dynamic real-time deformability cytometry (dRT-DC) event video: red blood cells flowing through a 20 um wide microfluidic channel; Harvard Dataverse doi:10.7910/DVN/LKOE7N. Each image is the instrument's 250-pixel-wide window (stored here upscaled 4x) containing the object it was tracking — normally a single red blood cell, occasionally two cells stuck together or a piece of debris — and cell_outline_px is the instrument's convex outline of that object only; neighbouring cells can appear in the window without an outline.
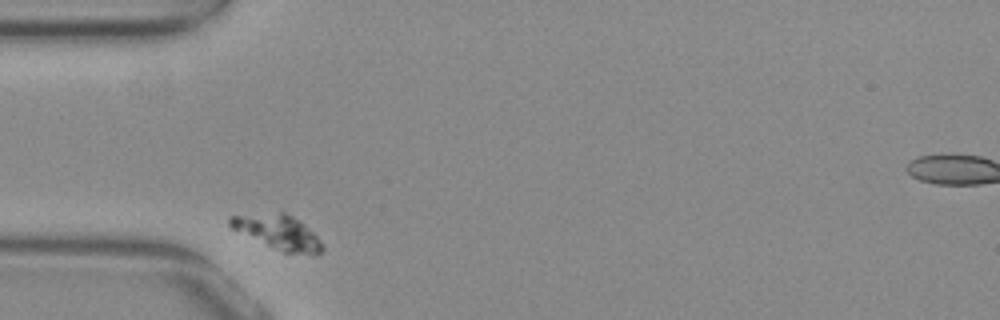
{"species": "common noctule bat (a hibernating species)", "species_latin": "Nyctalus noctula", "temperature_condition": "warm", "stored_images_in_passage": 33, "camera_frame_rate_fps": 3000, "um_per_image_px": 0.085, "animal": {"sex": "female", "body_mass_g": 29.2, "forearm_length_mm": 56.3}, "frame": {"image": 1, "passage_image": 2, "time_ms": 0.333, "image_size_px": [1000, 320], "cell_outline_px": [[324, 248], [320, 252], [284, 252], [232, 228], [228, 224], [228, 216], [280, 212], [284, 212], [292, 216], [304, 224], [320, 240]], "centroid_in_image_um": [23.6, 19.68], "position_along_channel_um": 61.4, "area_um2": 17.63}}
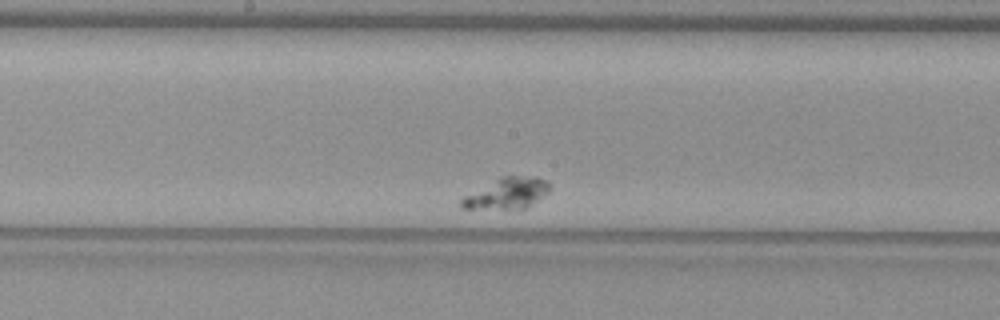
{"frame": {"image": 2, "passage_image": 16, "time_ms": 5.0, "image_size_px": [1000, 320], "cell_outline_px": [[552, 188], [544, 196], [524, 208], [460, 208], [460, 200], [464, 196], [500, 176], [536, 176], [552, 184]], "centroid_in_image_um": [43.12, 16.41], "position_along_channel_um": 205.1, "area_um2": 15.78}}
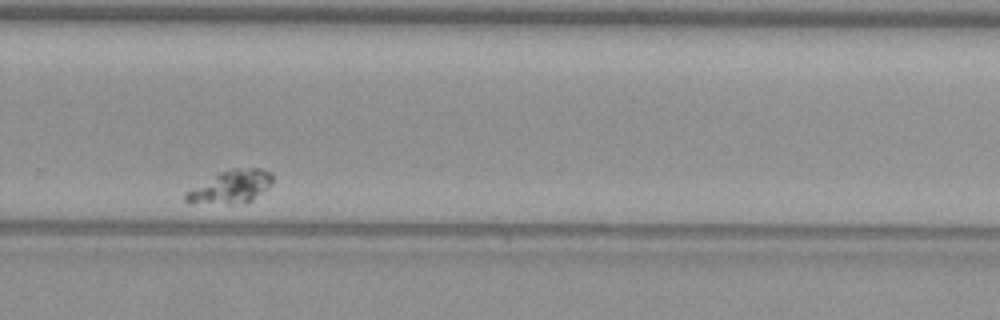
{"frame": {"image": 3, "passage_image": 26, "time_ms": 8.333, "image_size_px": [1000, 320], "cell_outline_px": [[272, 184], [252, 200], [244, 204], [188, 204], [184, 200], [184, 192], [216, 172], [232, 168], [260, 168], [272, 172]], "centroid_in_image_um": [19.55, 15.89], "position_along_channel_um": 310.2, "area_um2": 17.34}}